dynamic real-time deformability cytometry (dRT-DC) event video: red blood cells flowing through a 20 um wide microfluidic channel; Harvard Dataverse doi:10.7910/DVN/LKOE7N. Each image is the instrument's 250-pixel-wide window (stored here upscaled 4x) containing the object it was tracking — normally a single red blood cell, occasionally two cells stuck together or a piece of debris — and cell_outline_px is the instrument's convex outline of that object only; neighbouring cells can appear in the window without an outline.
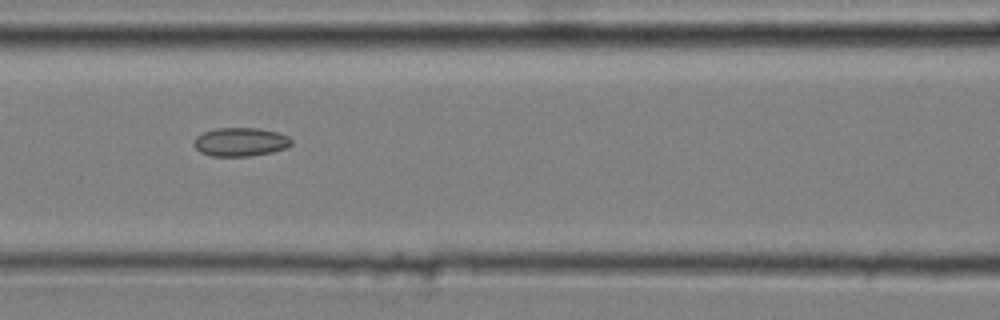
{"species": "common noctule bat (a hibernating species)", "species_latin": "Nyctalus noctula", "temperature_condition": "cold", "stored_images_in_passage": 6, "camera_frame_rate_fps": 3000, "um_per_image_px": 0.085, "animal": {"sex": "male", "body_mass_g": 20.4}, "frame": {"image": 1, "passage_image": 3, "time_ms": 0.667, "image_size_px": [1000, 320], "cell_outline_px": [[292, 144], [284, 148], [272, 152], [248, 156], [212, 156], [200, 152], [192, 144], [196, 136], [204, 132], [216, 128], [260, 128], [276, 132], [288, 136], [292, 140]], "centroid_in_image_um": [20.41, 12.06], "position_along_channel_um": 146.2, "area_um2": 16.24}}
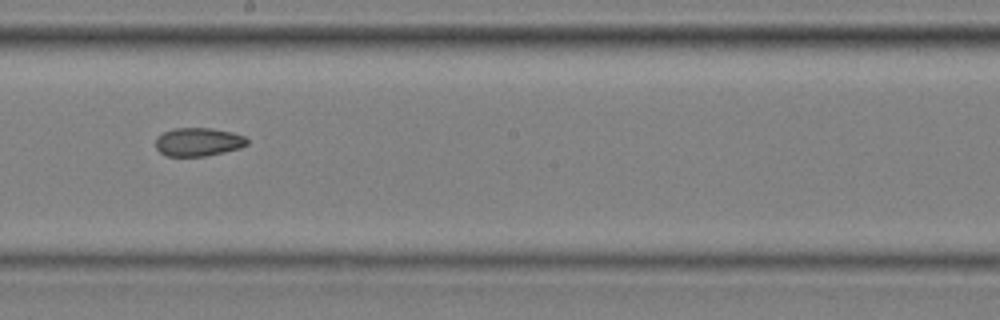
{"frame": {"image": 2, "passage_image": 5, "time_ms": 1.333, "image_size_px": [1000, 320], "cell_outline_px": [[248, 144], [240, 148], [224, 152], [204, 156], [164, 156], [156, 148], [156, 136], [172, 128], [212, 128], [232, 132], [244, 136], [248, 140]], "centroid_in_image_um": [16.84, 12.06], "position_along_channel_um": 231.4, "area_um2": 15.26}}
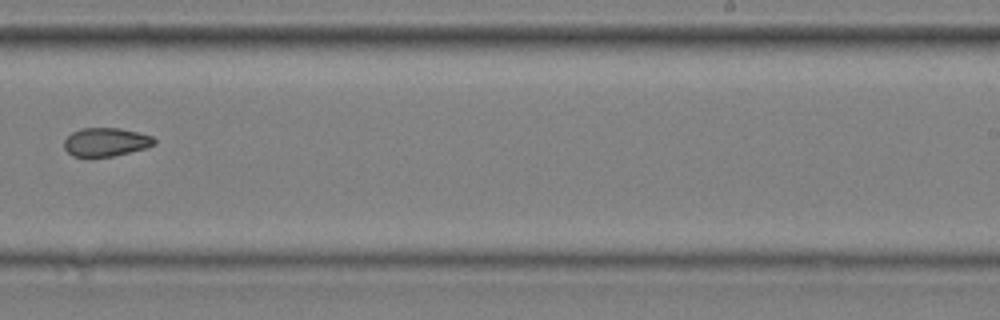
{"frame": {"image": 3, "passage_image": 6, "time_ms": 1.667, "image_size_px": [1000, 320], "cell_outline_px": [[156, 144], [148, 148], [112, 156], [92, 160], [84, 160], [72, 156], [64, 148], [64, 140], [72, 132], [80, 128], [120, 128], [152, 136], [156, 140]], "centroid_in_image_um": [8.95, 12.13], "position_along_channel_um": 280.0, "area_um2": 15.66}}